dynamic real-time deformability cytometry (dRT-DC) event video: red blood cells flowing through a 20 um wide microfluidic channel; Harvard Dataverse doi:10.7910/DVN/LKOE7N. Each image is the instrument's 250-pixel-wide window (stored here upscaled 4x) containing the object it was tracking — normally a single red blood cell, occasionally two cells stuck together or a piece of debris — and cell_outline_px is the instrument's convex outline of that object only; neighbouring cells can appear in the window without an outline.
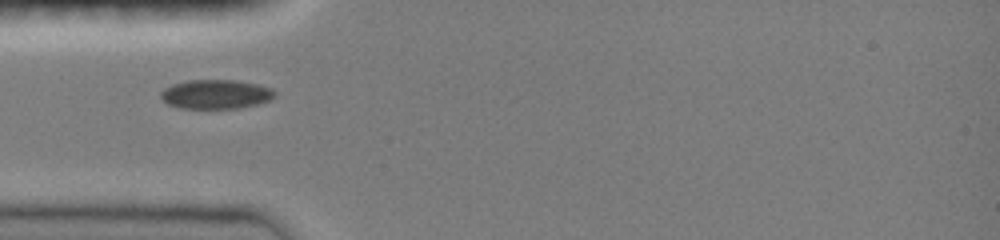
{"species": "common noctule bat (a hibernating species)", "species_latin": "Nyctalus noctula", "temperature_condition": "room temperature", "stored_images_in_passage": 33, "camera_frame_rate_fps": 3000, "um_per_image_px": 0.085, "animal": {"sex": "female", "body_mass_g": 19.0, "forearm_length_mm": 51.5}, "frame": {"image": 1, "passage_image": 1, "time_ms": 0.0, "image_size_px": [1000, 240], "cell_outline_px": [[276, 96], [272, 100], [260, 104], [240, 108], [180, 108], [168, 104], [160, 96], [160, 92], [164, 88], [172, 84], [188, 80], [236, 80], [260, 84], [272, 88], [276, 92]], "centroid_in_image_um": [18.41, 8.0], "position_along_channel_um": 66.6, "area_um2": 19.71}}
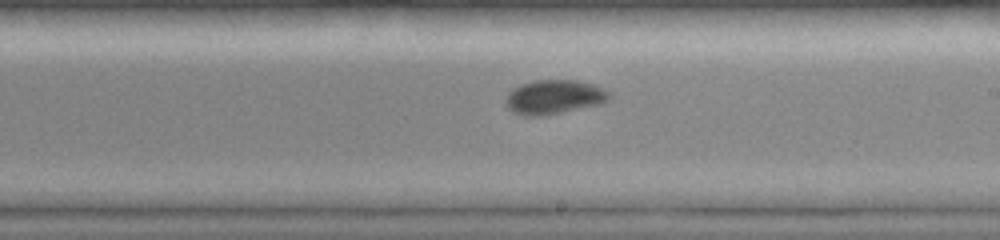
{"frame": {"image": 2, "passage_image": 14, "time_ms": 4.333, "image_size_px": [1000, 240], "cell_outline_px": [[612, 96], [608, 100], [600, 104], [540, 116], [528, 116], [512, 112], [508, 108], [504, 100], [508, 92], [512, 88], [520, 84], [536, 80], [576, 80], [592, 84], [612, 92]], "centroid_in_image_um": [47.08, 8.23], "position_along_channel_um": 241.9, "area_um2": 20.69}}
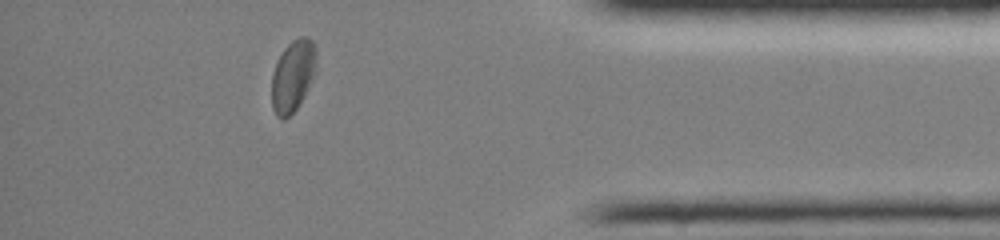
{"frame": {"image": 3, "passage_image": 28, "time_ms": 9.0, "image_size_px": [1000, 240], "cell_outline_px": [[316, 72], [304, 96], [296, 108], [284, 120], [280, 120], [276, 116], [272, 108], [272, 72], [284, 48], [292, 40], [300, 36], [304, 36], [312, 40], [316, 44]], "centroid_in_image_um": [24.9, 6.43], "position_along_channel_um": 410.3, "area_um2": 18.79}}